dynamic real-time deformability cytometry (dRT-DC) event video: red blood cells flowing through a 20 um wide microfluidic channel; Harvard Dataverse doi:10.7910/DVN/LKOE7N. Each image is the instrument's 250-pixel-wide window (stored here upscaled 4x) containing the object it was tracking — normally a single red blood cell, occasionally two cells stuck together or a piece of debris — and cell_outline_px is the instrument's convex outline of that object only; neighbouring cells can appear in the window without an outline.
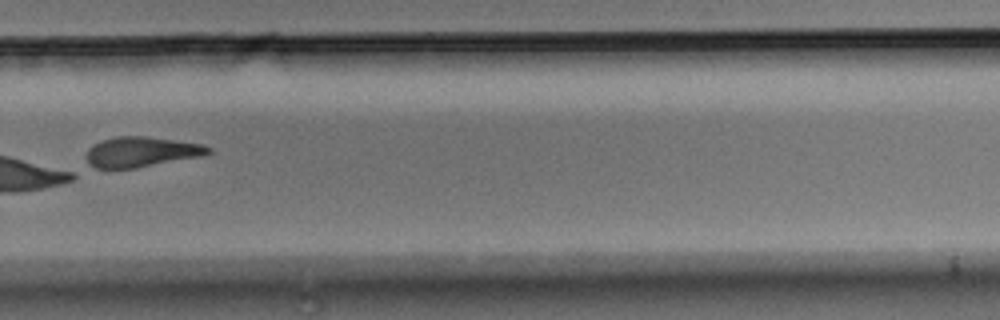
{"species": "Egyptian fruit bat (a non-hibernating species)", "species_latin": "Rousettus aegyptiacus", "temperature_condition": "room temperature", "stored_images_in_passage": 12, "camera_frame_rate_fps": 3000, "um_per_image_px": 0.085, "animal": {"sex": "male"}, "frame": {"image": 1, "passage_image": 9, "time_ms": 2.667, "image_size_px": [1000, 320], "cell_outline_px": [[212, 152], [204, 156], [136, 168], [96, 168], [88, 164], [88, 148], [92, 144], [100, 140], [120, 136], [144, 136], [200, 144], [212, 148]], "centroid_in_image_um": [12.02, 12.91], "position_along_channel_um": 317.8, "area_um2": 21.39}}